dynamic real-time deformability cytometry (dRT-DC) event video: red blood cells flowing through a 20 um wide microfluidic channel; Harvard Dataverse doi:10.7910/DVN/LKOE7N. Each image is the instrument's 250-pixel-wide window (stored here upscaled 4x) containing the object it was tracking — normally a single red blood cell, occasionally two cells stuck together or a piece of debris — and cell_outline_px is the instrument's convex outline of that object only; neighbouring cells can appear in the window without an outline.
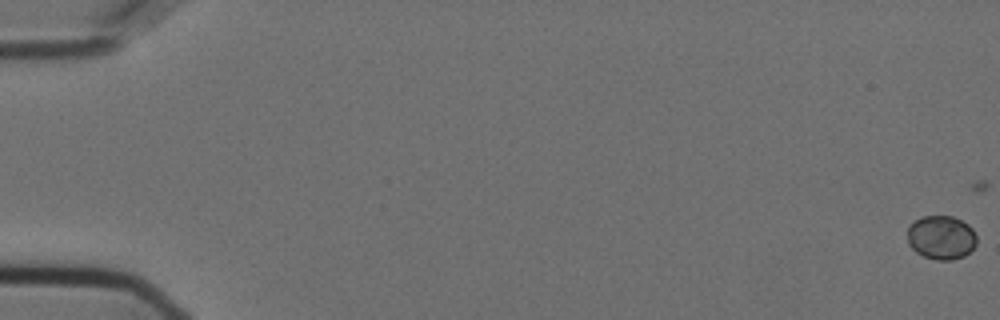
{"species": "Egyptian fruit bat (a non-hibernating species)", "species_latin": "Rousettus aegyptiacus", "temperature_condition": "cold", "stored_images_in_passage": 16, "camera_frame_rate_fps": 3000, "um_per_image_px": 0.085, "animal": {"sex": "female"}, "frame": {"image": 1, "passage_image": 1, "time_ms": 0.0, "image_size_px": [1000, 320], "cell_outline_px": [[976, 244], [964, 256], [952, 260], [936, 260], [924, 256], [916, 252], [908, 244], [908, 224], [924, 216], [952, 216], [968, 224], [972, 228], [976, 236]], "centroid_in_image_um": [79.99, 20.18], "position_along_channel_um": 5.0, "area_um2": 17.69}}
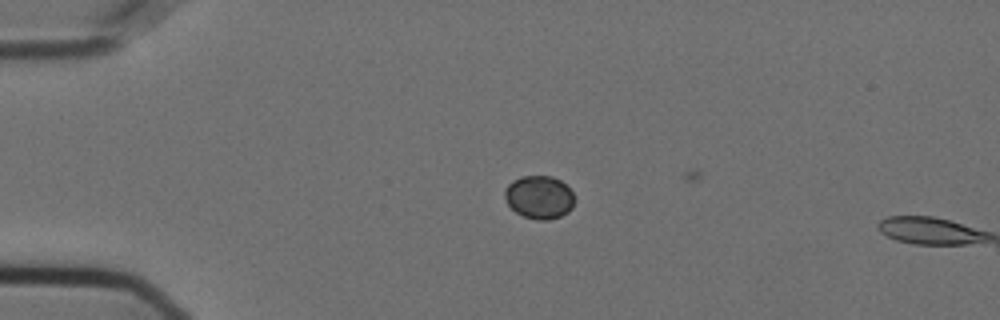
{"frame": {"image": 2, "passage_image": 15, "time_ms": 4.667, "image_size_px": [1000, 320], "cell_outline_px": [[572, 208], [568, 212], [560, 216], [548, 220], [536, 220], [524, 216], [516, 212], [508, 204], [504, 196], [504, 188], [512, 180], [520, 176], [552, 176], [560, 180], [572, 192]], "centroid_in_image_um": [45.79, 16.75], "position_along_channel_um": 39.2, "area_um2": 17.46}}